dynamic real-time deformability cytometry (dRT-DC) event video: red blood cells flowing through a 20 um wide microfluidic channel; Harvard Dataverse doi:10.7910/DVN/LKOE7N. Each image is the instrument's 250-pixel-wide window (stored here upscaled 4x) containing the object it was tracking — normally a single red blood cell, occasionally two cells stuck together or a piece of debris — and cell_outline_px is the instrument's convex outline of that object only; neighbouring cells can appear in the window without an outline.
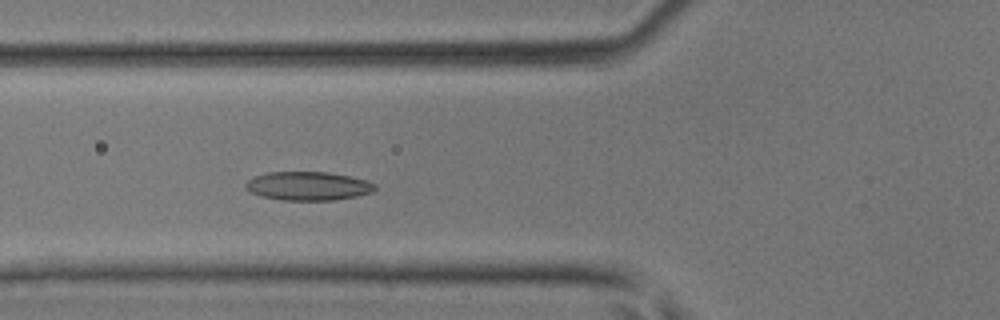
{"species": "common noctule bat (a hibernating species)", "species_latin": "Nyctalus noctula", "temperature_condition": "room temperature", "stored_images_in_passage": 30, "camera_frame_rate_fps": 3000, "um_per_image_px": 0.085, "animal": {"sex": "male", "body_mass_g": 17.9, "forearm_length_mm": 54.2}, "frame": {"image": 1, "passage_image": 3, "time_ms": 0.667, "image_size_px": [1000, 320], "cell_outline_px": [[376, 188], [372, 192], [356, 196], [332, 200], [280, 200], [260, 196], [248, 192], [244, 188], [244, 184], [248, 180], [256, 176], [268, 172], [328, 172], [368, 180], [376, 184]], "centroid_in_image_um": [26.16, 15.81], "position_along_channel_um": 99.6, "area_um2": 21.73}}
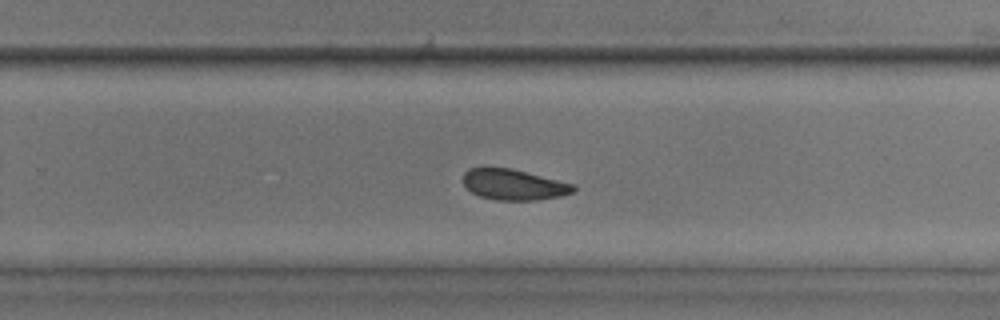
{"frame": {"image": 2, "passage_image": 15, "time_ms": 4.667, "image_size_px": [1000, 320], "cell_outline_px": [[576, 188], [572, 192], [560, 196], [536, 200], [496, 200], [480, 196], [472, 192], [464, 184], [464, 172], [468, 168], [512, 168], [576, 184]], "centroid_in_image_um": [43.7, 15.69], "position_along_channel_um": 286.1, "area_um2": 19.71}}
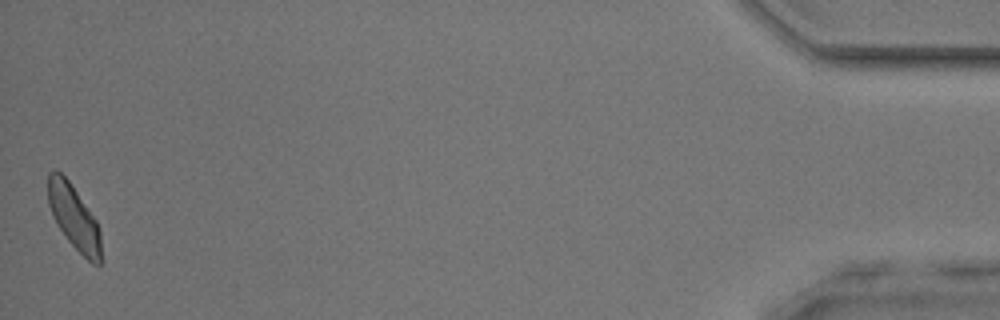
{"frame": {"image": 3, "passage_image": 30, "time_ms": 9.667, "image_size_px": [1000, 320], "cell_outline_px": [[100, 264], [92, 264], [68, 240], [56, 224], [52, 216], [48, 204], [48, 172], [60, 172], [68, 180], [96, 220], [100, 232]], "centroid_in_image_um": [6.26, 18.47], "position_along_channel_um": 428.9, "area_um2": 19.42}}